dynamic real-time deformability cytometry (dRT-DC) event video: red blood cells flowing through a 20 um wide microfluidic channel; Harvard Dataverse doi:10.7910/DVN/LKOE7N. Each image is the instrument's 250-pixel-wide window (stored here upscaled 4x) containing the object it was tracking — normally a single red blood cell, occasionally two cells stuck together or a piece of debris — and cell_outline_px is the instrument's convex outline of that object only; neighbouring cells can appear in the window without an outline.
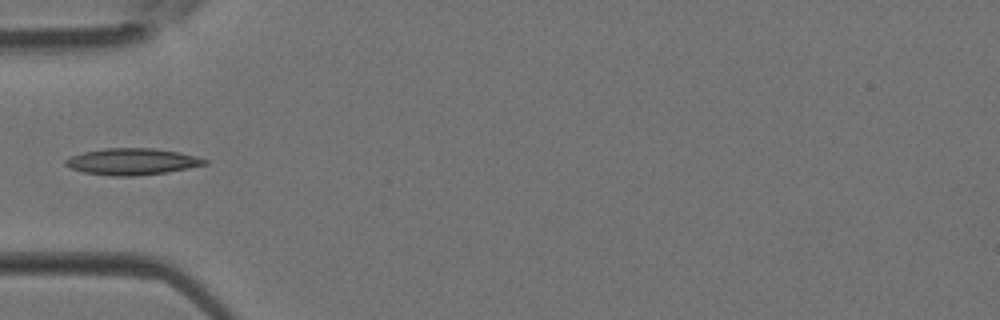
{"species": "Egyptian fruit bat (a non-hibernating species)", "species_latin": "Rousettus aegyptiacus", "temperature_condition": "room temperature", "stored_images_in_passage": 4, "camera_frame_rate_fps": 3000, "um_per_image_px": 0.085, "animal": {"sex": "female"}, "frame": {"image": 1, "passage_image": 4, "time_ms": 1.0, "image_size_px": [1000, 320], "cell_outline_px": [[208, 164], [168, 172], [132, 176], [112, 176], [84, 172], [72, 168], [64, 164], [64, 160], [72, 156], [84, 152], [104, 148], [152, 148], [180, 152], [208, 160]], "centroid_in_image_um": [11.24, 13.73], "position_along_channel_um": 73.8, "area_um2": 21.39}}